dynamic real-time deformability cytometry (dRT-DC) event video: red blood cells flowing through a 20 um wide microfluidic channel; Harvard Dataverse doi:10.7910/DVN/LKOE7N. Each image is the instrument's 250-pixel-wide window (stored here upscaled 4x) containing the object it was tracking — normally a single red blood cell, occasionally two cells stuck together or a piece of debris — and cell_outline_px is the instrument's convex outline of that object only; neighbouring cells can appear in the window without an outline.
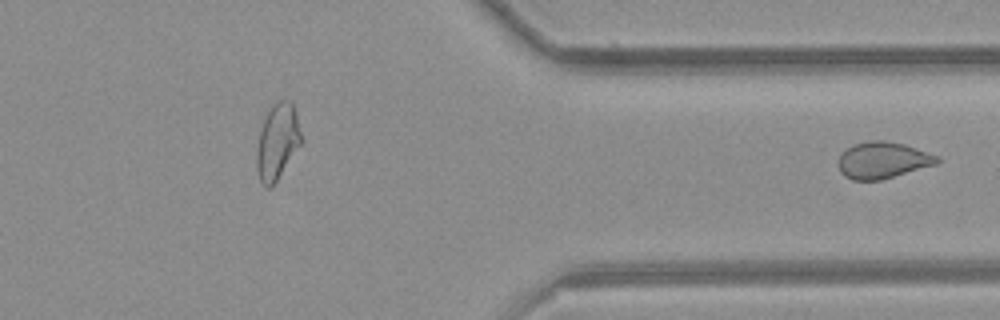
{"species": "common noctule bat (a hibernating species)", "species_latin": "Nyctalus noctula", "temperature_condition": "room temperature", "stored_images_in_passage": 36, "segment_of_instrument_passage": [2, 2], "camera_frame_rate_fps": 3000, "um_per_image_px": 0.085, "animal": {"sex": "female", "body_mass_g": 21.9}, "frame": {"image": 1, "passage_image": 36, "time_ms": 11.667, "image_size_px": [1000, 320], "cell_outline_px": [[940, 160], [936, 164], [880, 180], [852, 180], [844, 176], [840, 172], [840, 156], [852, 144], [872, 140], [884, 140], [904, 144], [940, 156]], "centroid_in_image_um": [75.05, 13.61], "position_along_channel_um": 336.3, "area_um2": 20.81}}